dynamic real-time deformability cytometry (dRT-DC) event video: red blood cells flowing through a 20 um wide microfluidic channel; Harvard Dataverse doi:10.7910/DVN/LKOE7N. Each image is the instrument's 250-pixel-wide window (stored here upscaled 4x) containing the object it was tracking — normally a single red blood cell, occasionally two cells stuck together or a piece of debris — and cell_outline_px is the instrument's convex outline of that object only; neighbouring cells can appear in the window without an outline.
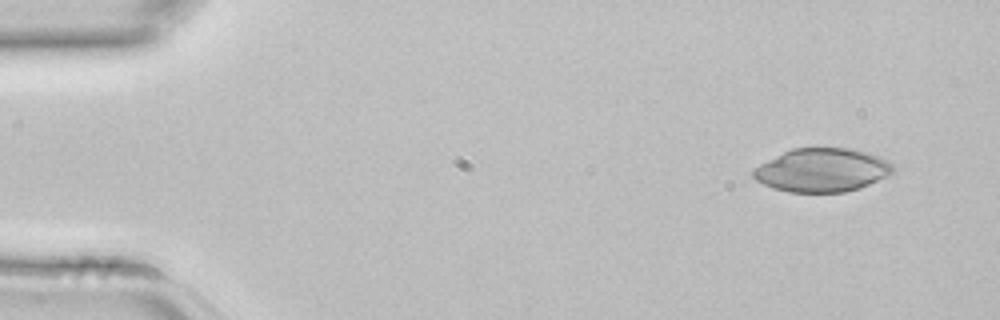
{"species": "common noctule bat (a hibernating species)", "species_latin": "Nyctalus noctula", "temperature_condition": "room temperature", "stored_images_in_passage": 3, "camera_frame_rate_fps": 3000, "um_per_image_px": 0.085, "animal": {"sex": "female", "body_mass_g": 22.7, "forearm_length_mm": 54.2}, "frame": {"image": 1, "passage_image": 1, "time_ms": 0.0, "image_size_px": [1000, 320], "cell_outline_px": [[892, 172], [888, 176], [860, 188], [844, 192], [788, 192], [772, 188], [756, 180], [752, 176], [752, 172], [760, 164], [792, 148], [848, 148], [868, 152], [880, 156], [888, 160], [892, 164]], "centroid_in_image_um": [69.89, 14.46], "position_along_channel_um": 15.1, "area_um2": 35.37}}